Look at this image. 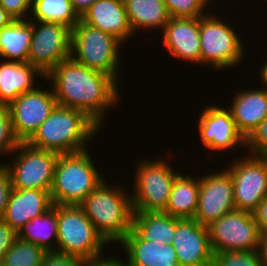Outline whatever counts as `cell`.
<instances>
[{
    "label": "cell",
    "instance_id": "cell-25",
    "mask_svg": "<svg viewBox=\"0 0 267 266\" xmlns=\"http://www.w3.org/2000/svg\"><path fill=\"white\" fill-rule=\"evenodd\" d=\"M33 21L13 20L0 29V60L28 62Z\"/></svg>",
    "mask_w": 267,
    "mask_h": 266
},
{
    "label": "cell",
    "instance_id": "cell-40",
    "mask_svg": "<svg viewBox=\"0 0 267 266\" xmlns=\"http://www.w3.org/2000/svg\"><path fill=\"white\" fill-rule=\"evenodd\" d=\"M259 245H258V253L261 259V263L263 265H267V231H259Z\"/></svg>",
    "mask_w": 267,
    "mask_h": 266
},
{
    "label": "cell",
    "instance_id": "cell-33",
    "mask_svg": "<svg viewBox=\"0 0 267 266\" xmlns=\"http://www.w3.org/2000/svg\"><path fill=\"white\" fill-rule=\"evenodd\" d=\"M245 149L250 151L248 154L267 158V117L246 139Z\"/></svg>",
    "mask_w": 267,
    "mask_h": 266
},
{
    "label": "cell",
    "instance_id": "cell-22",
    "mask_svg": "<svg viewBox=\"0 0 267 266\" xmlns=\"http://www.w3.org/2000/svg\"><path fill=\"white\" fill-rule=\"evenodd\" d=\"M128 266H180L171 243L141 240L132 230L118 243Z\"/></svg>",
    "mask_w": 267,
    "mask_h": 266
},
{
    "label": "cell",
    "instance_id": "cell-32",
    "mask_svg": "<svg viewBox=\"0 0 267 266\" xmlns=\"http://www.w3.org/2000/svg\"><path fill=\"white\" fill-rule=\"evenodd\" d=\"M19 141L15 138L8 106L0 105V157L11 156ZM3 156V157H2Z\"/></svg>",
    "mask_w": 267,
    "mask_h": 266
},
{
    "label": "cell",
    "instance_id": "cell-37",
    "mask_svg": "<svg viewBox=\"0 0 267 266\" xmlns=\"http://www.w3.org/2000/svg\"><path fill=\"white\" fill-rule=\"evenodd\" d=\"M12 190L11 179L7 167L0 163V218L4 216L9 194Z\"/></svg>",
    "mask_w": 267,
    "mask_h": 266
},
{
    "label": "cell",
    "instance_id": "cell-3",
    "mask_svg": "<svg viewBox=\"0 0 267 266\" xmlns=\"http://www.w3.org/2000/svg\"><path fill=\"white\" fill-rule=\"evenodd\" d=\"M109 183L104 179L79 206L102 238L115 244L130 232L134 211L129 191Z\"/></svg>",
    "mask_w": 267,
    "mask_h": 266
},
{
    "label": "cell",
    "instance_id": "cell-29",
    "mask_svg": "<svg viewBox=\"0 0 267 266\" xmlns=\"http://www.w3.org/2000/svg\"><path fill=\"white\" fill-rule=\"evenodd\" d=\"M47 252L36 244L17 238L0 266H41Z\"/></svg>",
    "mask_w": 267,
    "mask_h": 266
},
{
    "label": "cell",
    "instance_id": "cell-24",
    "mask_svg": "<svg viewBox=\"0 0 267 266\" xmlns=\"http://www.w3.org/2000/svg\"><path fill=\"white\" fill-rule=\"evenodd\" d=\"M179 218L165 212H133L131 230L143 241L171 243Z\"/></svg>",
    "mask_w": 267,
    "mask_h": 266
},
{
    "label": "cell",
    "instance_id": "cell-41",
    "mask_svg": "<svg viewBox=\"0 0 267 266\" xmlns=\"http://www.w3.org/2000/svg\"><path fill=\"white\" fill-rule=\"evenodd\" d=\"M97 0H73L72 5L74 10L81 17Z\"/></svg>",
    "mask_w": 267,
    "mask_h": 266
},
{
    "label": "cell",
    "instance_id": "cell-36",
    "mask_svg": "<svg viewBox=\"0 0 267 266\" xmlns=\"http://www.w3.org/2000/svg\"><path fill=\"white\" fill-rule=\"evenodd\" d=\"M16 239L17 232L0 218V265Z\"/></svg>",
    "mask_w": 267,
    "mask_h": 266
},
{
    "label": "cell",
    "instance_id": "cell-11",
    "mask_svg": "<svg viewBox=\"0 0 267 266\" xmlns=\"http://www.w3.org/2000/svg\"><path fill=\"white\" fill-rule=\"evenodd\" d=\"M239 157L225 168L232 177L235 209L253 212L267 196V158L248 152Z\"/></svg>",
    "mask_w": 267,
    "mask_h": 266
},
{
    "label": "cell",
    "instance_id": "cell-20",
    "mask_svg": "<svg viewBox=\"0 0 267 266\" xmlns=\"http://www.w3.org/2000/svg\"><path fill=\"white\" fill-rule=\"evenodd\" d=\"M251 88L236 92L230 103V110L238 131L247 139L267 117V91Z\"/></svg>",
    "mask_w": 267,
    "mask_h": 266
},
{
    "label": "cell",
    "instance_id": "cell-19",
    "mask_svg": "<svg viewBox=\"0 0 267 266\" xmlns=\"http://www.w3.org/2000/svg\"><path fill=\"white\" fill-rule=\"evenodd\" d=\"M80 19L94 28L111 34L124 46L134 34L123 0H97L82 14Z\"/></svg>",
    "mask_w": 267,
    "mask_h": 266
},
{
    "label": "cell",
    "instance_id": "cell-4",
    "mask_svg": "<svg viewBox=\"0 0 267 266\" xmlns=\"http://www.w3.org/2000/svg\"><path fill=\"white\" fill-rule=\"evenodd\" d=\"M88 149L78 153L59 154L50 191L55 205L79 206L105 179L96 168Z\"/></svg>",
    "mask_w": 267,
    "mask_h": 266
},
{
    "label": "cell",
    "instance_id": "cell-12",
    "mask_svg": "<svg viewBox=\"0 0 267 266\" xmlns=\"http://www.w3.org/2000/svg\"><path fill=\"white\" fill-rule=\"evenodd\" d=\"M47 85L21 94L8 105L12 131L19 142H26L57 105L53 88Z\"/></svg>",
    "mask_w": 267,
    "mask_h": 266
},
{
    "label": "cell",
    "instance_id": "cell-28",
    "mask_svg": "<svg viewBox=\"0 0 267 266\" xmlns=\"http://www.w3.org/2000/svg\"><path fill=\"white\" fill-rule=\"evenodd\" d=\"M28 19L42 23L65 25L72 30L80 21V16L69 0H32Z\"/></svg>",
    "mask_w": 267,
    "mask_h": 266
},
{
    "label": "cell",
    "instance_id": "cell-43",
    "mask_svg": "<svg viewBox=\"0 0 267 266\" xmlns=\"http://www.w3.org/2000/svg\"><path fill=\"white\" fill-rule=\"evenodd\" d=\"M14 19L0 5V29L8 26Z\"/></svg>",
    "mask_w": 267,
    "mask_h": 266
},
{
    "label": "cell",
    "instance_id": "cell-27",
    "mask_svg": "<svg viewBox=\"0 0 267 266\" xmlns=\"http://www.w3.org/2000/svg\"><path fill=\"white\" fill-rule=\"evenodd\" d=\"M17 238L36 244L46 252L56 251L58 238V205L27 222L17 232ZM54 239V240H53Z\"/></svg>",
    "mask_w": 267,
    "mask_h": 266
},
{
    "label": "cell",
    "instance_id": "cell-9",
    "mask_svg": "<svg viewBox=\"0 0 267 266\" xmlns=\"http://www.w3.org/2000/svg\"><path fill=\"white\" fill-rule=\"evenodd\" d=\"M11 155L15 156L12 163L4 161V165L9 172L12 188L51 191L58 153L19 142Z\"/></svg>",
    "mask_w": 267,
    "mask_h": 266
},
{
    "label": "cell",
    "instance_id": "cell-26",
    "mask_svg": "<svg viewBox=\"0 0 267 266\" xmlns=\"http://www.w3.org/2000/svg\"><path fill=\"white\" fill-rule=\"evenodd\" d=\"M182 172L174 179L169 201L163 211L177 218H194L199 199V177Z\"/></svg>",
    "mask_w": 267,
    "mask_h": 266
},
{
    "label": "cell",
    "instance_id": "cell-30",
    "mask_svg": "<svg viewBox=\"0 0 267 266\" xmlns=\"http://www.w3.org/2000/svg\"><path fill=\"white\" fill-rule=\"evenodd\" d=\"M212 266H263L258 251H222L213 253Z\"/></svg>",
    "mask_w": 267,
    "mask_h": 266
},
{
    "label": "cell",
    "instance_id": "cell-5",
    "mask_svg": "<svg viewBox=\"0 0 267 266\" xmlns=\"http://www.w3.org/2000/svg\"><path fill=\"white\" fill-rule=\"evenodd\" d=\"M123 43L81 19L71 32V58L87 68L111 76L118 84ZM121 52V53H120Z\"/></svg>",
    "mask_w": 267,
    "mask_h": 266
},
{
    "label": "cell",
    "instance_id": "cell-38",
    "mask_svg": "<svg viewBox=\"0 0 267 266\" xmlns=\"http://www.w3.org/2000/svg\"><path fill=\"white\" fill-rule=\"evenodd\" d=\"M83 266H128V264L125 259L123 260L115 255L109 256L106 254L105 257L102 255L97 258L85 260Z\"/></svg>",
    "mask_w": 267,
    "mask_h": 266
},
{
    "label": "cell",
    "instance_id": "cell-16",
    "mask_svg": "<svg viewBox=\"0 0 267 266\" xmlns=\"http://www.w3.org/2000/svg\"><path fill=\"white\" fill-rule=\"evenodd\" d=\"M171 244L180 266H212L208 228L195 218H179Z\"/></svg>",
    "mask_w": 267,
    "mask_h": 266
},
{
    "label": "cell",
    "instance_id": "cell-44",
    "mask_svg": "<svg viewBox=\"0 0 267 266\" xmlns=\"http://www.w3.org/2000/svg\"><path fill=\"white\" fill-rule=\"evenodd\" d=\"M209 4L211 3H214V2H212V1H214V0H206Z\"/></svg>",
    "mask_w": 267,
    "mask_h": 266
},
{
    "label": "cell",
    "instance_id": "cell-21",
    "mask_svg": "<svg viewBox=\"0 0 267 266\" xmlns=\"http://www.w3.org/2000/svg\"><path fill=\"white\" fill-rule=\"evenodd\" d=\"M39 78L45 81L46 75L28 62L1 61L0 105L8 106L21 94L36 89Z\"/></svg>",
    "mask_w": 267,
    "mask_h": 266
},
{
    "label": "cell",
    "instance_id": "cell-14",
    "mask_svg": "<svg viewBox=\"0 0 267 266\" xmlns=\"http://www.w3.org/2000/svg\"><path fill=\"white\" fill-rule=\"evenodd\" d=\"M217 171L199 177V199L194 218L206 227L235 210L232 177L226 169Z\"/></svg>",
    "mask_w": 267,
    "mask_h": 266
},
{
    "label": "cell",
    "instance_id": "cell-39",
    "mask_svg": "<svg viewBox=\"0 0 267 266\" xmlns=\"http://www.w3.org/2000/svg\"><path fill=\"white\" fill-rule=\"evenodd\" d=\"M252 213L259 231H267V196L259 203Z\"/></svg>",
    "mask_w": 267,
    "mask_h": 266
},
{
    "label": "cell",
    "instance_id": "cell-13",
    "mask_svg": "<svg viewBox=\"0 0 267 266\" xmlns=\"http://www.w3.org/2000/svg\"><path fill=\"white\" fill-rule=\"evenodd\" d=\"M71 32L65 25L33 21L28 63L47 75L60 62L70 58Z\"/></svg>",
    "mask_w": 267,
    "mask_h": 266
},
{
    "label": "cell",
    "instance_id": "cell-15",
    "mask_svg": "<svg viewBox=\"0 0 267 266\" xmlns=\"http://www.w3.org/2000/svg\"><path fill=\"white\" fill-rule=\"evenodd\" d=\"M196 126H198L201 144L211 153L229 152L232 149L246 148V139L238 131L230 110L217 103L202 109ZM229 150V151H228ZM225 151V152H224Z\"/></svg>",
    "mask_w": 267,
    "mask_h": 266
},
{
    "label": "cell",
    "instance_id": "cell-35",
    "mask_svg": "<svg viewBox=\"0 0 267 266\" xmlns=\"http://www.w3.org/2000/svg\"><path fill=\"white\" fill-rule=\"evenodd\" d=\"M85 260L57 251L47 252L41 263V266H83Z\"/></svg>",
    "mask_w": 267,
    "mask_h": 266
},
{
    "label": "cell",
    "instance_id": "cell-6",
    "mask_svg": "<svg viewBox=\"0 0 267 266\" xmlns=\"http://www.w3.org/2000/svg\"><path fill=\"white\" fill-rule=\"evenodd\" d=\"M213 13L199 18L201 65H210L216 71L239 67L247 56L243 37Z\"/></svg>",
    "mask_w": 267,
    "mask_h": 266
},
{
    "label": "cell",
    "instance_id": "cell-10",
    "mask_svg": "<svg viewBox=\"0 0 267 266\" xmlns=\"http://www.w3.org/2000/svg\"><path fill=\"white\" fill-rule=\"evenodd\" d=\"M207 228L213 253L258 250L260 232L252 212L232 210Z\"/></svg>",
    "mask_w": 267,
    "mask_h": 266
},
{
    "label": "cell",
    "instance_id": "cell-42",
    "mask_svg": "<svg viewBox=\"0 0 267 266\" xmlns=\"http://www.w3.org/2000/svg\"><path fill=\"white\" fill-rule=\"evenodd\" d=\"M266 61L263 60V64L262 66L260 65L259 69V75L258 77L260 78L259 81H261L260 83H262L261 85H263V89H265L267 91V57L265 59Z\"/></svg>",
    "mask_w": 267,
    "mask_h": 266
},
{
    "label": "cell",
    "instance_id": "cell-7",
    "mask_svg": "<svg viewBox=\"0 0 267 266\" xmlns=\"http://www.w3.org/2000/svg\"><path fill=\"white\" fill-rule=\"evenodd\" d=\"M157 158L144 157L135 166L130 193L134 212H163L167 207L174 179L181 171L174 170L162 157Z\"/></svg>",
    "mask_w": 267,
    "mask_h": 266
},
{
    "label": "cell",
    "instance_id": "cell-31",
    "mask_svg": "<svg viewBox=\"0 0 267 266\" xmlns=\"http://www.w3.org/2000/svg\"><path fill=\"white\" fill-rule=\"evenodd\" d=\"M170 17L200 18L210 5L206 0H163ZM205 12V13H204Z\"/></svg>",
    "mask_w": 267,
    "mask_h": 266
},
{
    "label": "cell",
    "instance_id": "cell-34",
    "mask_svg": "<svg viewBox=\"0 0 267 266\" xmlns=\"http://www.w3.org/2000/svg\"><path fill=\"white\" fill-rule=\"evenodd\" d=\"M0 5L14 20H27L32 0H0Z\"/></svg>",
    "mask_w": 267,
    "mask_h": 266
},
{
    "label": "cell",
    "instance_id": "cell-23",
    "mask_svg": "<svg viewBox=\"0 0 267 266\" xmlns=\"http://www.w3.org/2000/svg\"><path fill=\"white\" fill-rule=\"evenodd\" d=\"M130 27L135 34L139 30H163L170 20L163 0H123Z\"/></svg>",
    "mask_w": 267,
    "mask_h": 266
},
{
    "label": "cell",
    "instance_id": "cell-17",
    "mask_svg": "<svg viewBox=\"0 0 267 266\" xmlns=\"http://www.w3.org/2000/svg\"><path fill=\"white\" fill-rule=\"evenodd\" d=\"M161 32L169 55L201 65L199 18L171 17Z\"/></svg>",
    "mask_w": 267,
    "mask_h": 266
},
{
    "label": "cell",
    "instance_id": "cell-2",
    "mask_svg": "<svg viewBox=\"0 0 267 266\" xmlns=\"http://www.w3.org/2000/svg\"><path fill=\"white\" fill-rule=\"evenodd\" d=\"M101 130L83 111L56 105L26 143L58 154L78 153L87 150L89 140L92 141Z\"/></svg>",
    "mask_w": 267,
    "mask_h": 266
},
{
    "label": "cell",
    "instance_id": "cell-1",
    "mask_svg": "<svg viewBox=\"0 0 267 266\" xmlns=\"http://www.w3.org/2000/svg\"><path fill=\"white\" fill-rule=\"evenodd\" d=\"M45 82L53 88L57 105L83 111L101 128L107 112L121 102L120 86L111 76L87 68L71 57L56 65Z\"/></svg>",
    "mask_w": 267,
    "mask_h": 266
},
{
    "label": "cell",
    "instance_id": "cell-18",
    "mask_svg": "<svg viewBox=\"0 0 267 266\" xmlns=\"http://www.w3.org/2000/svg\"><path fill=\"white\" fill-rule=\"evenodd\" d=\"M53 206L50 191L12 188L3 220L16 232Z\"/></svg>",
    "mask_w": 267,
    "mask_h": 266
},
{
    "label": "cell",
    "instance_id": "cell-8",
    "mask_svg": "<svg viewBox=\"0 0 267 266\" xmlns=\"http://www.w3.org/2000/svg\"><path fill=\"white\" fill-rule=\"evenodd\" d=\"M107 244L80 206L58 205L57 252L89 260L102 256Z\"/></svg>",
    "mask_w": 267,
    "mask_h": 266
}]
</instances>
